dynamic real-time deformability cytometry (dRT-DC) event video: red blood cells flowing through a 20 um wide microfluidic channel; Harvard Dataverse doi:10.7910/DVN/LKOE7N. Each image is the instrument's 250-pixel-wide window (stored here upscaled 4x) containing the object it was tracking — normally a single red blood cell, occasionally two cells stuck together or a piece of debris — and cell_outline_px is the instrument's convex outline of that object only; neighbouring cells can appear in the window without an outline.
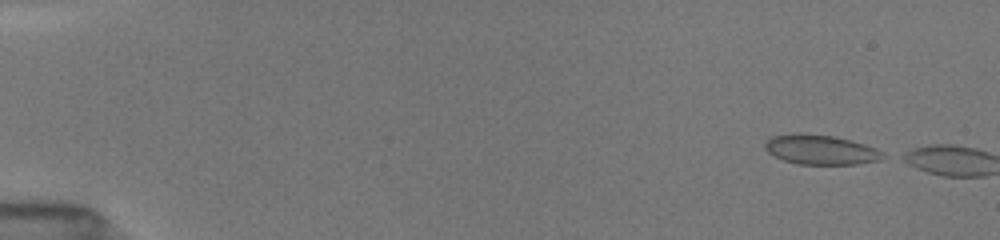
{"species": "common noctule bat (a hibernating species)", "species_latin": "Nyctalus noctula", "temperature_condition": "room temperature", "stored_images_in_passage": 4, "camera_frame_rate_fps": 3000, "um_per_image_px": 0.085, "animal": {"sex": "female", "body_mass_g": 19.5, "forearm_length_mm": 54.1}, "frame": {"image": 1, "passage_image": 2, "time_ms": 0.333, "image_size_px": [1000, 240], "cell_outline_px": [[888, 156], [880, 160], [856, 164], [796, 164], [784, 160], [768, 152], [764, 148], [764, 144], [772, 136], [792, 132], [800, 132], [836, 136], [852, 140], [876, 148]], "centroid_in_image_um": [69.76, 12.7], "position_along_channel_um": 15.2, "area_um2": 20.69}}